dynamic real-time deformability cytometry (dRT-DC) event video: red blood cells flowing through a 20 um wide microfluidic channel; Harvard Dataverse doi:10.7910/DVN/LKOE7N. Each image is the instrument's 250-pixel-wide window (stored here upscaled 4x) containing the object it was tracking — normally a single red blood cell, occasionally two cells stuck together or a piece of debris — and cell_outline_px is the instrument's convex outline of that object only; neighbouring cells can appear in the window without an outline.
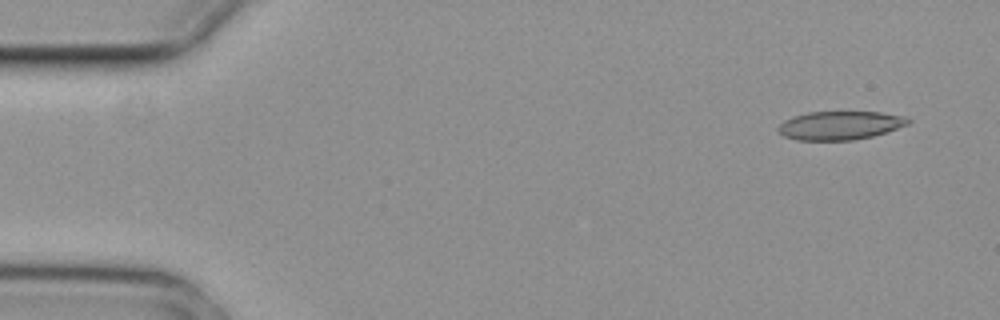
{"species": "common noctule bat (a hibernating species)", "species_latin": "Nyctalus noctula", "temperature_condition": "cold", "stored_images_in_passage": 6, "camera_frame_rate_fps": 3000, "um_per_image_px": 0.085, "animal": {"sex": "female", "body_mass_g": 29.2, "forearm_length_mm": 56.3}, "frame": {"image": 1, "passage_image": 1, "time_ms": 0.0, "image_size_px": [1000, 320], "cell_outline_px": [[912, 120], [908, 124], [872, 136], [852, 140], [796, 140], [784, 136], [776, 128], [784, 120], [792, 116], [808, 112], [880, 112], [904, 116]], "centroid_in_image_um": [71.36, 10.65], "position_along_channel_um": 13.6, "area_um2": 21.5}}
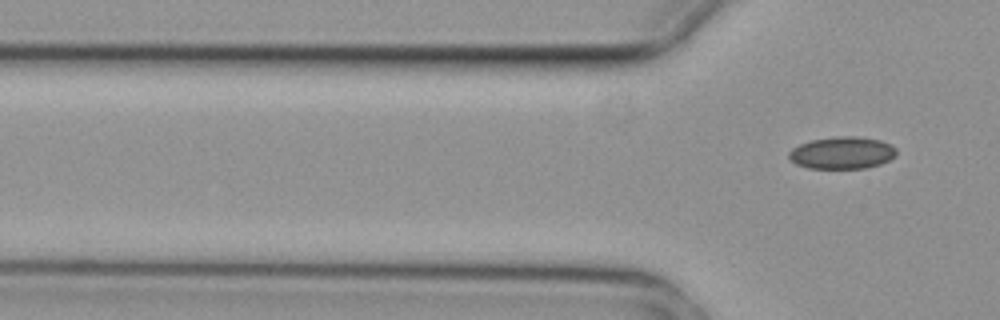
{"frame": {"image": 2, "passage_image": 6, "time_ms": 1.667, "image_size_px": [1000, 320], "cell_outline_px": [[896, 156], [880, 164], [864, 168], [808, 168], [796, 164], [788, 156], [788, 152], [792, 148], [800, 144], [812, 140], [836, 136], [856, 136], [880, 140], [892, 144], [896, 148]], "centroid_in_image_um": [71.59, 12.98], "position_along_channel_um": 54.2, "area_um2": 20.17}}